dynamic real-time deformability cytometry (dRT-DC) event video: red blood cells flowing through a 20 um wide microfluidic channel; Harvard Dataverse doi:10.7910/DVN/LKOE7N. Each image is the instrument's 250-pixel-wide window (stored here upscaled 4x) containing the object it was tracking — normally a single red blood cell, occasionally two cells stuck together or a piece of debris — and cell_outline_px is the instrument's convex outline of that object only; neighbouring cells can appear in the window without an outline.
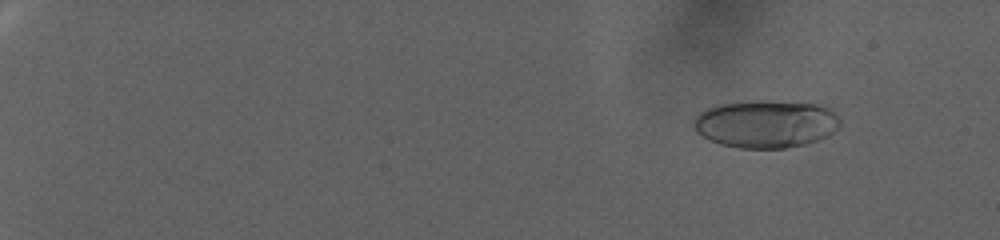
{"species": "human", "species_latin": "Homo sapiens", "temperature_condition": "warm", "stored_images_in_passage": 101, "camera_frame_rate_fps": 3000, "um_per_image_px": 0.085, "donor": {"sex": "female"}, "frame": {"image": 1, "passage_image": 13, "time_ms": 4.0, "image_size_px": [1000, 240], "cell_outline_px": [[840, 128], [828, 136], [804, 144], [784, 148], [740, 148], [720, 144], [708, 140], [696, 132], [692, 124], [692, 120], [704, 108], [716, 104], [756, 100], [764, 100], [828, 104], [840, 120]], "centroid_in_image_um": [65.1, 10.51], "position_along_channel_um": 19.9, "area_um2": 41.56}}
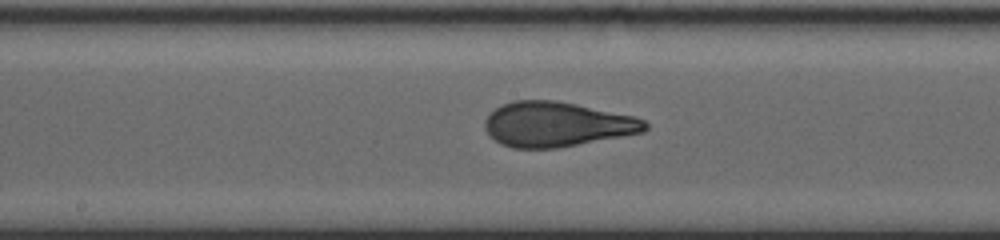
{"frame": {"image": 2, "passage_image": 62, "time_ms": 20.333, "image_size_px": [1000, 240], "cell_outline_px": [[648, 128], [644, 132], [556, 148], [512, 148], [500, 144], [484, 128], [484, 120], [500, 104], [512, 100], [556, 100], [636, 116], [644, 120], [648, 124]], "centroid_in_image_um": [47.33, 10.56], "position_along_channel_um": 200.9, "area_um2": 41.85}}
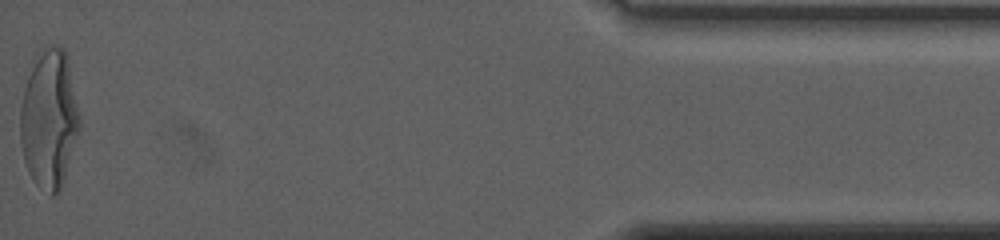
{"frame": {"image": 3, "passage_image": 101, "time_ms": 33.333, "image_size_px": [1000, 240], "cell_outline_px": [[80, 132], [60, 192], [56, 196], [52, 196], [36, 184], [32, 180], [28, 172], [24, 160], [20, 140], [20, 108], [24, 88], [28, 76], [36, 60], [44, 48], [52, 44], [56, 44], [64, 48], [68, 56], [80, 116]], "centroid_in_image_um": [4.2, 10.16], "position_along_channel_um": 431.0, "area_um2": 48.32}, "authors_computed_cell_mechanics": {"area_um2": 41.327, "velocity_mm_per_s": 2.269, "shape_relaxation_time_tau1_ms": 11.2827, "shape_relaxation_time_tau2_ms": null, "deformation_change_tau1": 0.2872, "deformation_change_tau2": null}}